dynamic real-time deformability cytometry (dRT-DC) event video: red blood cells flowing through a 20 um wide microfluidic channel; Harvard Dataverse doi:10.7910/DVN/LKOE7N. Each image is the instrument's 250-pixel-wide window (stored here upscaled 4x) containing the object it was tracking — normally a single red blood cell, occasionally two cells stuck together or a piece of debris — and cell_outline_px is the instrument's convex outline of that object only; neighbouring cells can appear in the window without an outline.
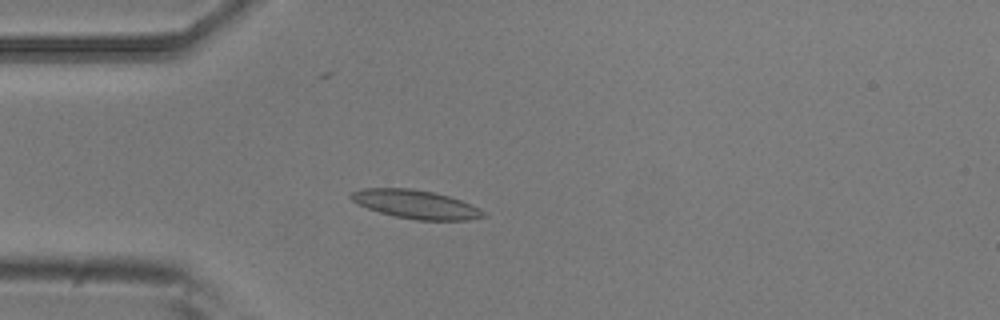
{"species": "common noctule bat (a hibernating species)", "species_latin": "Nyctalus noctula", "temperature_condition": "room temperature", "stored_images_in_passage": 5, "camera_frame_rate_fps": 3000, "um_per_image_px": 0.085, "animal": {"sex": "male", "body_mass_g": 20.5, "forearm_length_mm": 52.5}, "frame": {"image": 1, "passage_image": 4, "time_ms": 1.0, "image_size_px": [1000, 320], "cell_outline_px": [[488, 216], [468, 220], [416, 220], [396, 216], [380, 212], [368, 208], [352, 200], [348, 196], [352, 192], [364, 188], [412, 188], [436, 192], [460, 200], [480, 208]], "centroid_in_image_um": [35.37, 17.36], "position_along_channel_um": 49.6, "area_um2": 21.96}}